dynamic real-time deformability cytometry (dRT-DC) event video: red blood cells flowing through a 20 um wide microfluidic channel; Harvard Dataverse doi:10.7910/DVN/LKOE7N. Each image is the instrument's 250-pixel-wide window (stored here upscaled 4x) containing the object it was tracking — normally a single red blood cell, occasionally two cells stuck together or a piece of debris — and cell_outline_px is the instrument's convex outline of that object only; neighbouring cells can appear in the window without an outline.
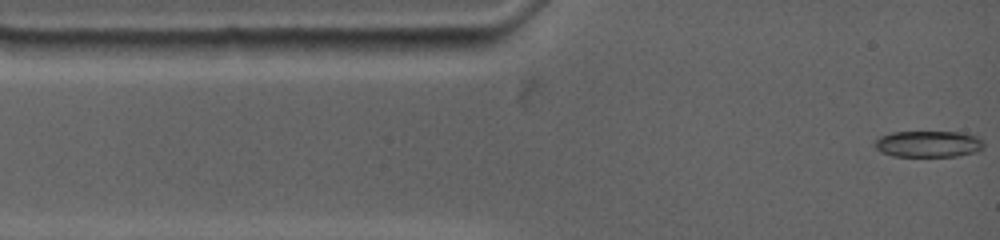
{"species": "common noctule bat (a hibernating species)", "species_latin": "Nyctalus noctula", "temperature_condition": "warm", "stored_images_in_passage": 47, "camera_frame_rate_fps": 4500, "um_per_image_px": 0.085, "animal": {"sex": "female", "body_mass_g": 19.0, "forearm_length_mm": 53.3}, "frame": {"image": 1, "passage_image": 1, "time_ms": 0.0, "image_size_px": [1000, 240], "cell_outline_px": [[984, 144], [976, 152], [956, 156], [892, 156], [880, 152], [876, 148], [876, 140], [880, 136], [892, 132], [956, 132], [976, 136]], "centroid_in_image_um": [78.87, 12.24], "position_along_channel_um": 6.1, "area_um2": 16.53}}
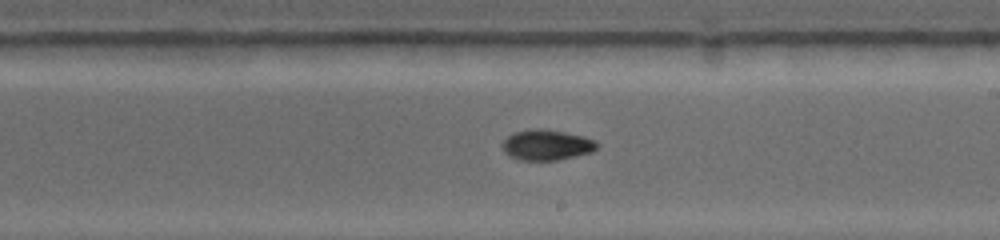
{"frame": {"image": 2, "passage_image": 21, "time_ms": 7.556, "image_size_px": [1000, 240], "cell_outline_px": [[600, 144], [592, 152], [556, 160], [520, 160], [508, 156], [504, 152], [500, 144], [512, 132], [528, 128], [540, 128], [564, 132], [584, 136], [596, 140]], "centroid_in_image_um": [46.43, 12.3], "position_along_channel_um": 242.6, "area_um2": 17.11}}
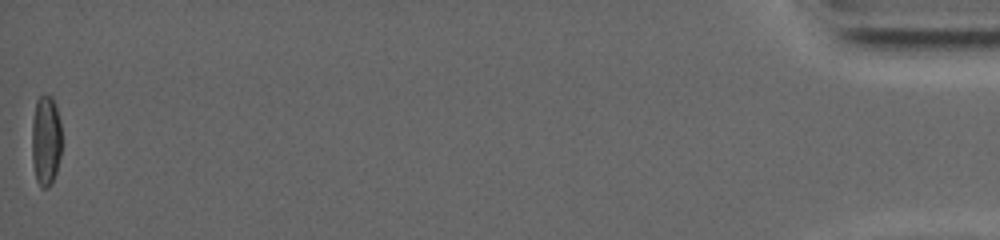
{"frame": {"image": 3, "passage_image": 47, "time_ms": 17.333, "image_size_px": [1000, 240], "cell_outline_px": [[60, 156], [56, 172], [48, 188], [44, 188], [36, 180], [32, 160], [32, 120], [36, 100], [44, 92], [52, 96], [60, 120]], "centroid_in_image_um": [3.88, 11.88], "position_along_channel_um": 431.3, "area_um2": 15.72}, "authors_computed_cell_mechanics": {"area_um2": 16.2996, "velocity_mm_per_s": 3.6971, "shape_relaxation_time_tau1_ms": null, "shape_relaxation_time_tau2_ms": 4.2426, "deformation_change_tau1": null, "deformation_change_tau2": 0.0552}}